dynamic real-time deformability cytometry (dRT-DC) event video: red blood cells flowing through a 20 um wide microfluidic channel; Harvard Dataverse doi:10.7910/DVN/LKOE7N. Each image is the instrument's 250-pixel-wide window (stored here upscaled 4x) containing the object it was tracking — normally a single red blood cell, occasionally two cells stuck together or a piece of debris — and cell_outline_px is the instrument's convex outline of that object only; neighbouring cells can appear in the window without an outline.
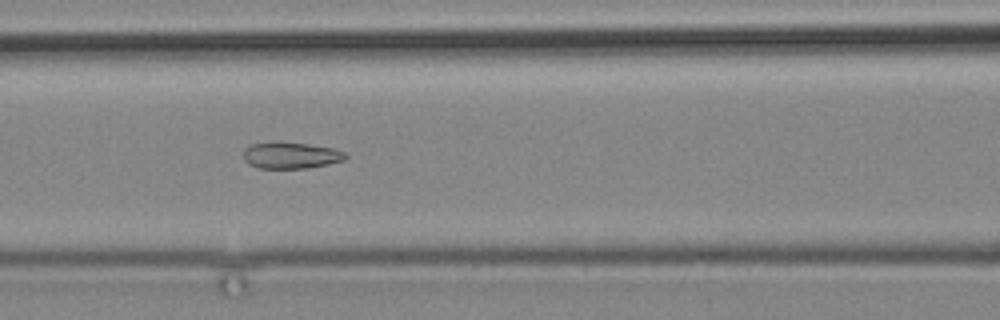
{"species": "common noctule bat (a hibernating species)", "species_latin": "Nyctalus noctula", "temperature_condition": "cold", "stored_images_in_passage": 11, "camera_frame_rate_fps": 3000, "um_per_image_px": 0.085, "animal": {"sex": "male", "body_mass_g": 19.2, "forearm_length_mm": 51.8}, "frame": {"image": 1, "passage_image": 11, "time_ms": 12.667, "image_size_px": [1000, 320], "cell_outline_px": [[348, 156], [344, 160], [328, 164], [308, 168], [256, 168], [248, 164], [244, 160], [244, 148], [252, 144], [308, 144], [332, 148], [344, 152]], "centroid_in_image_um": [24.73, 13.25], "position_along_channel_um": 141.9, "area_um2": 15.2}}